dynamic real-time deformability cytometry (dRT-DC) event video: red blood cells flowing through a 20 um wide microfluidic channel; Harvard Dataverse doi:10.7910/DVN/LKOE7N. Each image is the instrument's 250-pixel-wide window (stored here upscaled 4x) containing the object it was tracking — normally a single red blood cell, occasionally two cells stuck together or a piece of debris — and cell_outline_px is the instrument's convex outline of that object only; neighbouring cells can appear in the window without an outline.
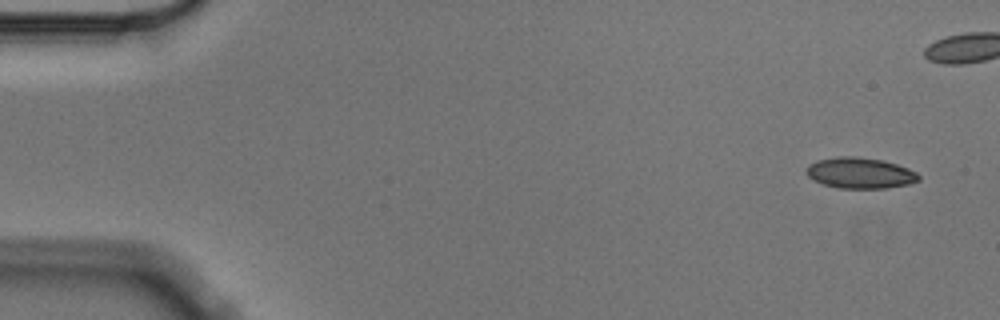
{"species": "Egyptian fruit bat (a non-hibernating species)", "species_latin": "Rousettus aegyptiacus", "temperature_condition": "cold", "stored_images_in_passage": 5, "camera_frame_rate_fps": 3000, "um_per_image_px": 0.085, "animal": {"sex": "male"}, "frame": {"image": 1, "passage_image": 1, "time_ms": 0.0, "image_size_px": [1000, 320], "cell_outline_px": [[920, 180], [908, 184], [884, 188], [840, 188], [824, 184], [812, 180], [804, 172], [808, 164], [816, 160], [836, 156], [856, 156], [880, 160], [896, 164], [908, 168], [916, 172], [920, 176]], "centroid_in_image_um": [73.06, 14.69], "position_along_channel_um": 11.9, "area_um2": 20.29}}